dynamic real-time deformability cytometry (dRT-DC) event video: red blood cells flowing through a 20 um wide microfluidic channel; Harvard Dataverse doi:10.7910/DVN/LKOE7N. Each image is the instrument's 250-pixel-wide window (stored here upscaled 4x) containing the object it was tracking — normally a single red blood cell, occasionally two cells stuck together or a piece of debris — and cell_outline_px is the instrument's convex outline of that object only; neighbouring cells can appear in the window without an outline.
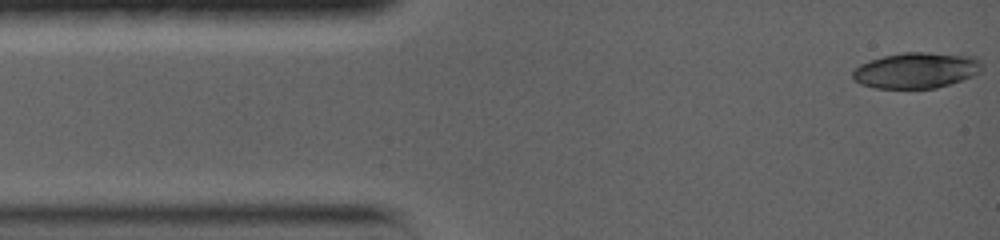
{"species": "common noctule bat (a hibernating species)", "species_latin": "Nyctalus noctula", "temperature_condition": "warm", "stored_images_in_passage": 7, "camera_frame_rate_fps": 5000, "um_per_image_px": 0.085, "animal": {"sex": "female", "body_mass_g": 19.0, "forearm_length_mm": 56.7}, "frame": {"image": 1, "passage_image": 1, "time_ms": 0.0, "image_size_px": [1000, 240], "cell_outline_px": [[980, 72], [972, 76], [936, 88], [872, 88], [860, 84], [852, 80], [852, 68], [860, 64], [884, 56], [904, 52], [928, 52], [976, 56], [980, 60]], "centroid_in_image_um": [77.83, 5.98], "position_along_channel_um": 7.2, "area_um2": 27.05}}